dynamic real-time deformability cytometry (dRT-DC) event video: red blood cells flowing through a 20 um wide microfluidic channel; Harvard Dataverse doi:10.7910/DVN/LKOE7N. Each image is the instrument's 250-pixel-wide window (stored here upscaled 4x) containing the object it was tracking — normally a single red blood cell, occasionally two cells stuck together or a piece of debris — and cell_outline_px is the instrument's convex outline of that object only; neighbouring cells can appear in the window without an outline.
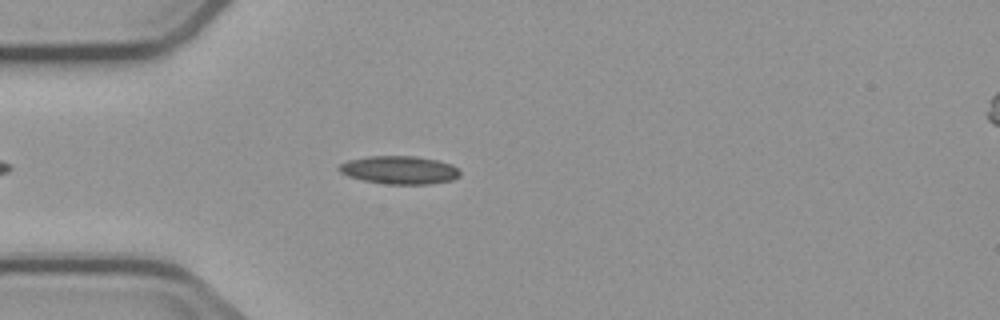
{"species": "common noctule bat (a hibernating species)", "species_latin": "Nyctalus noctula", "temperature_condition": "cold", "stored_images_in_passage": 2, "camera_frame_rate_fps": 3000, "um_per_image_px": 0.085, "animal": {"sex": "male", "body_mass_g": 23.1, "forearm_length_mm": 52.7}, "frame": {"image": 1, "passage_image": 2, "time_ms": 1.0, "image_size_px": [1000, 320], "cell_outline_px": [[460, 176], [452, 180], [432, 184], [388, 184], [364, 180], [348, 176], [340, 172], [336, 168], [340, 164], [348, 160], [368, 156], [416, 156], [436, 160], [452, 164], [460, 172]], "centroid_in_image_um": [33.95, 14.45], "position_along_channel_um": 51.1, "area_um2": 19.83}}